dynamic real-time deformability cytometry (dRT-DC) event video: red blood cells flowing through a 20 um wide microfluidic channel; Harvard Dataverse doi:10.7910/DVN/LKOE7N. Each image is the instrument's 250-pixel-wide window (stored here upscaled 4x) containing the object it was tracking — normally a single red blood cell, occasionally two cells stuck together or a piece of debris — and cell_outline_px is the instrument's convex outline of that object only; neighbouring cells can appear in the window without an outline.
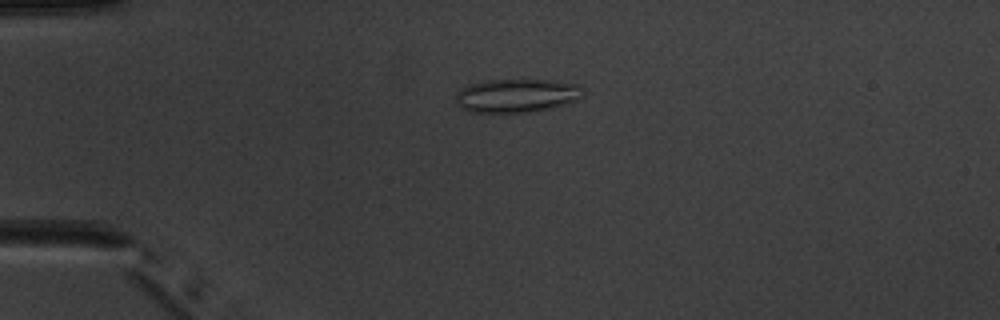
{"species": "common noctule bat (a hibernating species)", "species_latin": "Nyctalus noctula", "temperature_condition": "warm", "stored_images_in_passage": 3, "camera_frame_rate_fps": 3000, "um_per_image_px": 0.085, "animal": {"sex": "male", "body_mass_g": 20.1, "forearm_length_mm": 53.5}, "frame": {"image": 1, "passage_image": 2, "time_ms": 1.333, "image_size_px": [1000, 320], "cell_outline_px": [[584, 96], [576, 100], [548, 108], [532, 112], [468, 112], [460, 108], [456, 104], [456, 92], [460, 88], [468, 84], [484, 80], [548, 80], [576, 84]], "centroid_in_image_um": [43.81, 8.12], "position_along_channel_um": 41.2, "area_um2": 24.8}}